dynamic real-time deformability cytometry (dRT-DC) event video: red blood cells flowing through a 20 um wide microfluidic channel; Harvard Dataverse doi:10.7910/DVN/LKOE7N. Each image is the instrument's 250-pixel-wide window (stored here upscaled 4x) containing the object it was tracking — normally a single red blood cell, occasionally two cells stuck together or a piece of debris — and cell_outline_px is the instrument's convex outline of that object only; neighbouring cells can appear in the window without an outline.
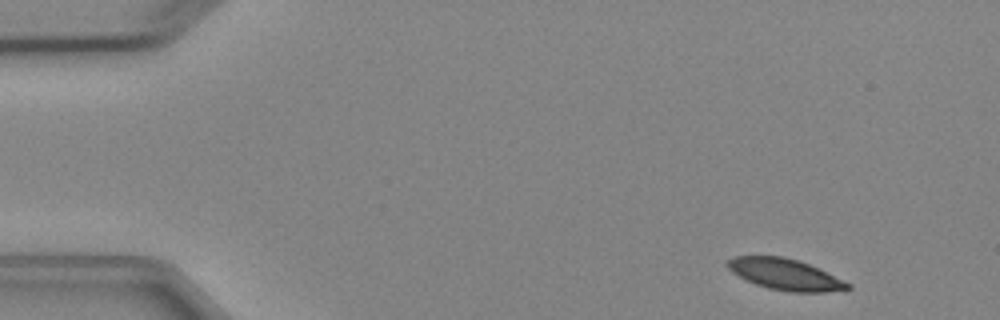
{"species": "Egyptian fruit bat (a non-hibernating species)", "species_latin": "Rousettus aegyptiacus", "temperature_condition": "cold", "stored_images_in_passage": 5, "camera_frame_rate_fps": 3000, "um_per_image_px": 0.085, "animal": {"sex": "female"}, "frame": {"image": 1, "passage_image": 1, "time_ms": 0.0, "image_size_px": [1000, 320], "cell_outline_px": [[852, 288], [824, 292], [788, 292], [768, 288], [756, 284], [732, 272], [724, 264], [724, 260], [732, 256], [784, 256], [808, 264], [852, 284]], "centroid_in_image_um": [66.69, 23.31], "position_along_channel_um": 18.3, "area_um2": 21.73}}
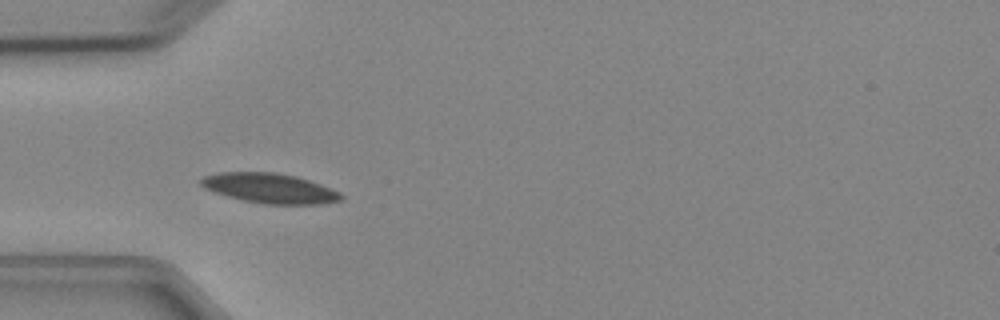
{"frame": {"image": 2, "passage_image": 4, "time_ms": 3.667, "image_size_px": [1000, 320], "cell_outline_px": [[344, 196], [340, 200], [320, 204], [264, 204], [244, 200], [228, 196], [204, 188], [200, 184], [200, 180], [204, 176], [220, 172], [276, 172], [296, 176], [320, 184], [340, 192]], "centroid_in_image_um": [22.93, 15.99], "position_along_channel_um": 62.1, "area_um2": 24.22}}